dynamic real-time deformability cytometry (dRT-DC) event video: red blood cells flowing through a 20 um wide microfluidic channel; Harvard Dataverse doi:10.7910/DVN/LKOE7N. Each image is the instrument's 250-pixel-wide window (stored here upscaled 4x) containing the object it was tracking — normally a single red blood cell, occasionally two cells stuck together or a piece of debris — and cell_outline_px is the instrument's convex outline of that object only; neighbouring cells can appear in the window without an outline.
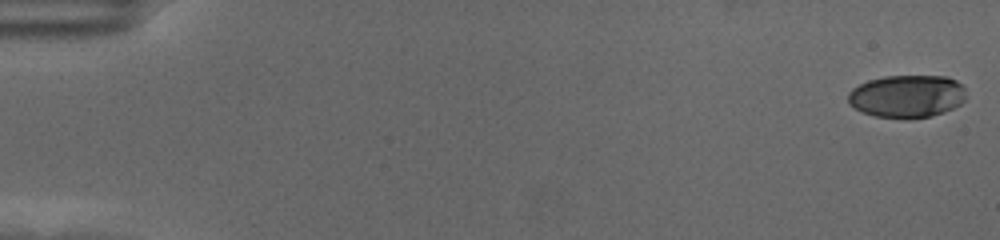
{"species": "human", "species_latin": "Homo sapiens", "temperature_condition": "cold", "stored_images_in_passage": 58, "camera_frame_rate_fps": 3000, "um_per_image_px": 0.085, "donor": {"sex": "female"}, "frame": {"image": 1, "passage_image": 1, "time_ms": 0.0, "image_size_px": [1000, 240], "cell_outline_px": [[964, 100], [960, 104], [944, 112], [932, 116], [908, 120], [904, 120], [876, 116], [864, 112], [848, 104], [848, 92], [852, 88], [868, 80], [884, 76], [948, 76], [956, 80], [964, 88]], "centroid_in_image_um": [77.08, 8.19], "position_along_channel_um": 7.9, "area_um2": 29.65}}
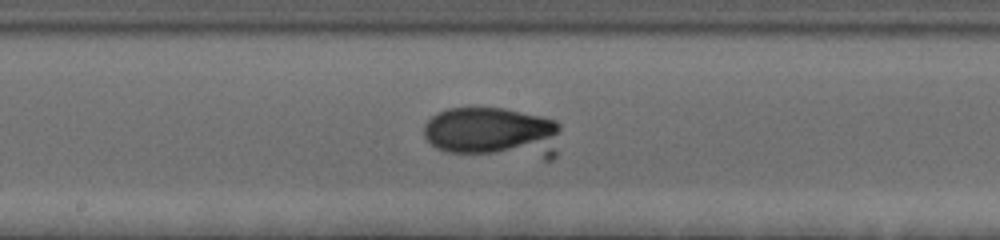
{"frame": {"image": 2, "passage_image": 32, "time_ms": 10.333, "image_size_px": [1000, 240], "cell_outline_px": [[560, 128], [556, 156], [552, 160], [544, 160], [448, 152], [436, 148], [424, 136], [424, 124], [436, 112], [448, 108], [504, 108], [544, 116], [556, 120], [560, 124]], "centroid_in_image_um": [41.98, 11.3], "position_along_channel_um": 206.2, "area_um2": 41.85}}
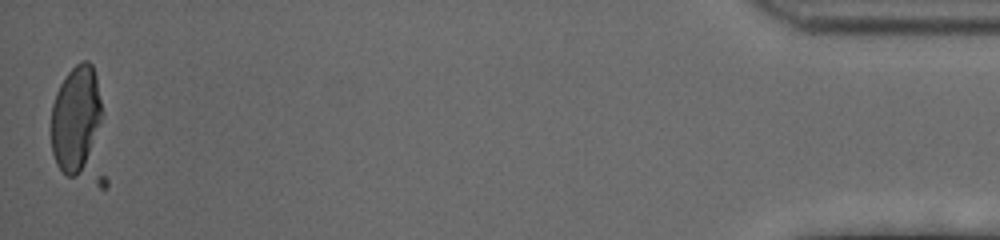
{"frame": {"image": 3, "passage_image": 58, "time_ms": 19.0, "image_size_px": [1000, 240], "cell_outline_px": [[108, 188], [100, 188], [68, 176], [56, 164], [52, 152], [52, 104], [56, 92], [60, 84], [68, 72], [80, 60], [88, 60], [92, 64], [96, 76], [104, 112], [108, 180]], "centroid_in_image_um": [6.82, 10.8], "position_along_channel_um": 428.4, "area_um2": 39.71}}